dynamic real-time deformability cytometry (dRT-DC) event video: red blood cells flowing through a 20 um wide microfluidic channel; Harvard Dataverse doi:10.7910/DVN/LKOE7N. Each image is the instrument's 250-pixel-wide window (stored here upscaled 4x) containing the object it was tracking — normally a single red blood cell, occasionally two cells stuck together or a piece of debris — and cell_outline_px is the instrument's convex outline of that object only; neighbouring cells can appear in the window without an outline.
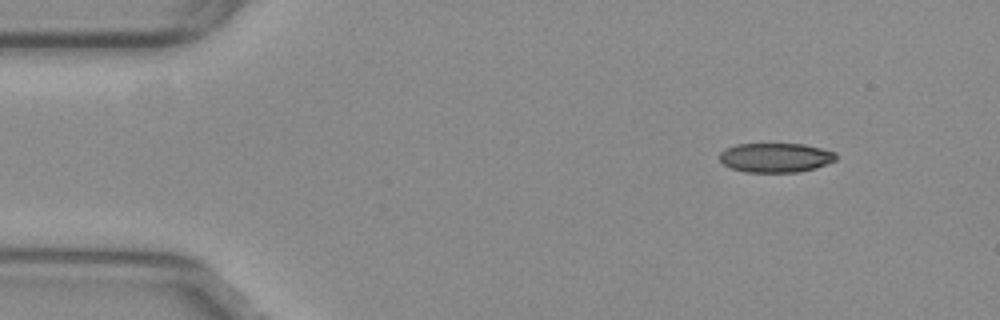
{"species": "common noctule bat (a hibernating species)", "species_latin": "Nyctalus noctula", "temperature_condition": "warm", "stored_images_in_passage": 11, "camera_frame_rate_fps": 3000, "um_per_image_px": 0.085, "animal": {"sex": "female", "body_mass_g": 29.2, "forearm_length_mm": 56.3}, "frame": {"image": 1, "passage_image": 1, "time_ms": 0.0, "image_size_px": [1000, 320], "cell_outline_px": [[836, 160], [816, 168], [800, 172], [744, 172], [732, 168], [724, 164], [720, 160], [720, 152], [724, 148], [736, 144], [804, 144], [836, 152]], "centroid_in_image_um": [65.92, 13.4], "position_along_channel_um": 19.1, "area_um2": 20.0}}
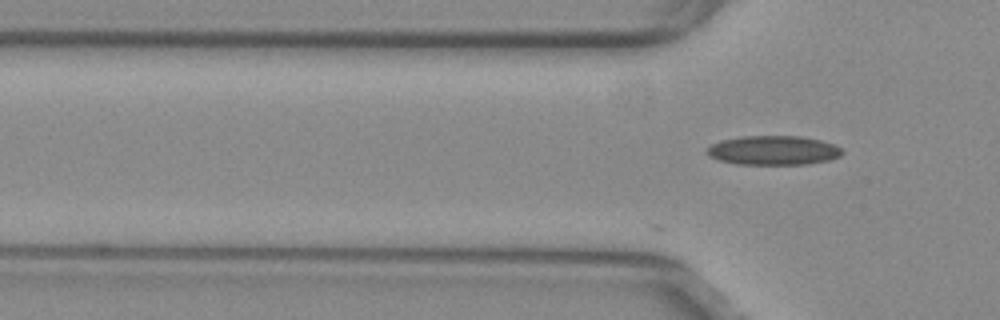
{"frame": {"image": 2, "passage_image": 11, "time_ms": 3.333, "image_size_px": [1000, 320], "cell_outline_px": [[844, 152], [840, 156], [832, 160], [808, 164], [736, 164], [720, 160], [708, 156], [704, 152], [712, 144], [720, 140], [744, 136], [800, 136], [820, 140], [832, 144], [840, 148]], "centroid_in_image_um": [65.73, 12.78], "position_along_channel_um": 60.1, "area_um2": 23.12}}